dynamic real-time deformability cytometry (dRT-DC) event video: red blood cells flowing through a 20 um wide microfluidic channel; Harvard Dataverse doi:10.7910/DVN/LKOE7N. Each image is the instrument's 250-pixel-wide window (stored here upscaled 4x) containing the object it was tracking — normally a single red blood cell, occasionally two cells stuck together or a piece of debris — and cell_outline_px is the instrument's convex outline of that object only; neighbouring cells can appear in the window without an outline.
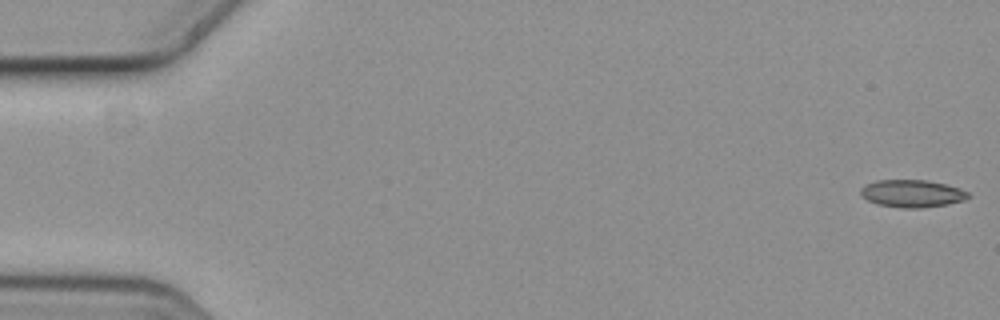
{"species": "common noctule bat (a hibernating species)", "species_latin": "Nyctalus noctula", "temperature_condition": "cold", "stored_images_in_passage": 4, "camera_frame_rate_fps": 3000, "um_per_image_px": 0.085, "animal": {"sex": "female", "body_mass_g": 19.3, "forearm_length_mm": 54.1}, "frame": {"image": 1, "passage_image": 1, "time_ms": 0.0, "image_size_px": [1000, 320], "cell_outline_px": [[972, 196], [964, 200], [948, 204], [920, 208], [900, 208], [876, 204], [860, 196], [860, 188], [876, 180], [924, 180], [944, 184], [960, 188], [968, 192]], "centroid_in_image_um": [77.52, 16.46], "position_along_channel_um": 7.5, "area_um2": 17.28}}